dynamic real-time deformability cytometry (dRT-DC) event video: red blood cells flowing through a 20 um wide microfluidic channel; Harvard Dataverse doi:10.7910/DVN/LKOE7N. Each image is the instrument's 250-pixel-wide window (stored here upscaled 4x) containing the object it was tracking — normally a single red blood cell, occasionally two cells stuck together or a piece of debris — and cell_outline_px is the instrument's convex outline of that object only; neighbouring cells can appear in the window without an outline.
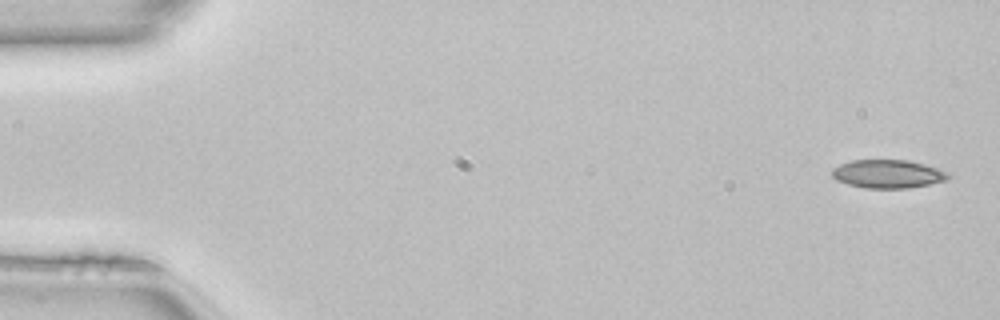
{"species": "common noctule bat (a hibernating species)", "species_latin": "Nyctalus noctula", "temperature_condition": "room temperature", "stored_images_in_passage": 49, "camera_frame_rate_fps": 3000, "um_per_image_px": 0.085, "animal": {"sex": "female", "body_mass_g": 22.7, "forearm_length_mm": 54.2}, "frame": {"image": 1, "passage_image": 1, "time_ms": 0.0, "image_size_px": [1000, 320], "cell_outline_px": [[948, 176], [944, 180], [928, 184], [908, 188], [864, 188], [848, 184], [836, 180], [832, 176], [832, 168], [840, 164], [852, 160], [904, 160], [924, 164], [948, 172]], "centroid_in_image_um": [75.4, 14.78], "position_along_channel_um": 9.6, "area_um2": 18.96}}
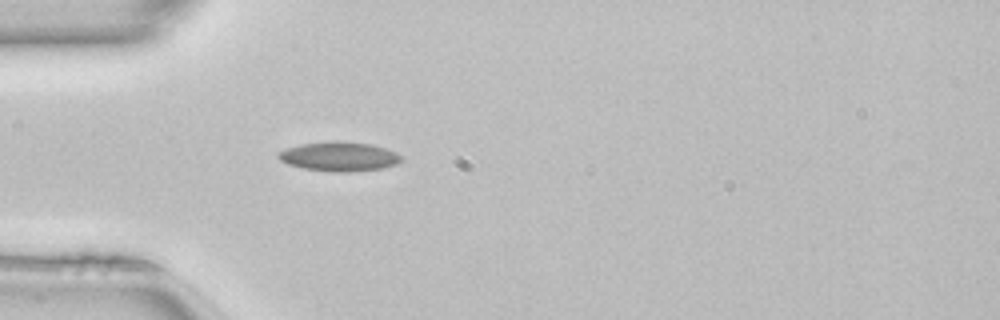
{"frame": {"image": 2, "passage_image": 14, "time_ms": 4.333, "image_size_px": [1000, 320], "cell_outline_px": [[404, 156], [396, 164], [380, 168], [348, 172], [336, 172], [304, 168], [288, 164], [280, 160], [276, 156], [280, 152], [288, 148], [300, 144], [336, 140], [372, 144], [396, 152]], "centroid_in_image_um": [28.84, 13.29], "position_along_channel_um": 56.2, "area_um2": 20.87}}
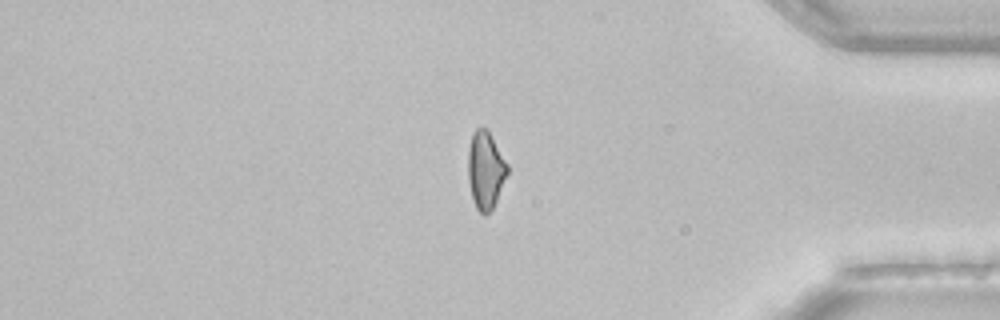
{"frame": {"image": 3, "passage_image": 41, "time_ms": 13.333, "image_size_px": [1000, 320], "cell_outline_px": [[508, 172], [496, 200], [492, 208], [484, 216], [476, 208], [472, 200], [468, 180], [468, 148], [472, 132], [476, 128], [484, 128], [488, 132], [508, 164]], "centroid_in_image_um": [41.24, 14.47], "position_along_channel_um": 394.0, "area_um2": 17.57}, "authors_computed_cell_mechanics": {"area_um2": 18.9006, "velocity_mm_per_s": 4.1325, "shape_relaxation_time_tau1_ms": null, "shape_relaxation_time_tau2_ms": 2.8938, "deformation_change_tau1": null, "deformation_change_tau2": 0.0882}}